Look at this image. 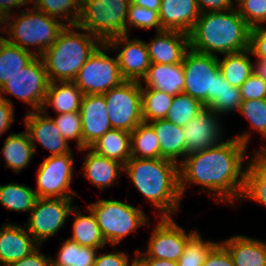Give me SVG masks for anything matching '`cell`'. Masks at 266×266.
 <instances>
[{
  "mask_svg": "<svg viewBox=\"0 0 266 266\" xmlns=\"http://www.w3.org/2000/svg\"><path fill=\"white\" fill-rule=\"evenodd\" d=\"M239 113L249 121L251 131H243L237 135L242 144L249 146L251 140V133L257 132L266 140V99L246 100L240 104Z\"/></svg>",
  "mask_w": 266,
  "mask_h": 266,
  "instance_id": "35",
  "label": "cell"
},
{
  "mask_svg": "<svg viewBox=\"0 0 266 266\" xmlns=\"http://www.w3.org/2000/svg\"><path fill=\"white\" fill-rule=\"evenodd\" d=\"M173 98L174 96L153 88H141L143 122L165 119Z\"/></svg>",
  "mask_w": 266,
  "mask_h": 266,
  "instance_id": "37",
  "label": "cell"
},
{
  "mask_svg": "<svg viewBox=\"0 0 266 266\" xmlns=\"http://www.w3.org/2000/svg\"><path fill=\"white\" fill-rule=\"evenodd\" d=\"M255 60H266V27L257 26L251 28L250 47Z\"/></svg>",
  "mask_w": 266,
  "mask_h": 266,
  "instance_id": "45",
  "label": "cell"
},
{
  "mask_svg": "<svg viewBox=\"0 0 266 266\" xmlns=\"http://www.w3.org/2000/svg\"><path fill=\"white\" fill-rule=\"evenodd\" d=\"M130 0H81L76 25L101 42L126 34Z\"/></svg>",
  "mask_w": 266,
  "mask_h": 266,
  "instance_id": "8",
  "label": "cell"
},
{
  "mask_svg": "<svg viewBox=\"0 0 266 266\" xmlns=\"http://www.w3.org/2000/svg\"><path fill=\"white\" fill-rule=\"evenodd\" d=\"M10 98L0 97V136L10 130L15 121V110Z\"/></svg>",
  "mask_w": 266,
  "mask_h": 266,
  "instance_id": "49",
  "label": "cell"
},
{
  "mask_svg": "<svg viewBox=\"0 0 266 266\" xmlns=\"http://www.w3.org/2000/svg\"><path fill=\"white\" fill-rule=\"evenodd\" d=\"M73 199L37 198L24 225L39 244L56 235L64 227L76 204Z\"/></svg>",
  "mask_w": 266,
  "mask_h": 266,
  "instance_id": "13",
  "label": "cell"
},
{
  "mask_svg": "<svg viewBox=\"0 0 266 266\" xmlns=\"http://www.w3.org/2000/svg\"><path fill=\"white\" fill-rule=\"evenodd\" d=\"M201 13L231 10L234 5L230 0H195Z\"/></svg>",
  "mask_w": 266,
  "mask_h": 266,
  "instance_id": "50",
  "label": "cell"
},
{
  "mask_svg": "<svg viewBox=\"0 0 266 266\" xmlns=\"http://www.w3.org/2000/svg\"><path fill=\"white\" fill-rule=\"evenodd\" d=\"M246 163L244 186L239 203L245 200L266 207V151H254Z\"/></svg>",
  "mask_w": 266,
  "mask_h": 266,
  "instance_id": "27",
  "label": "cell"
},
{
  "mask_svg": "<svg viewBox=\"0 0 266 266\" xmlns=\"http://www.w3.org/2000/svg\"><path fill=\"white\" fill-rule=\"evenodd\" d=\"M132 185L159 212L156 217H172L180 209L179 165L164 158H131L124 165Z\"/></svg>",
  "mask_w": 266,
  "mask_h": 266,
  "instance_id": "3",
  "label": "cell"
},
{
  "mask_svg": "<svg viewBox=\"0 0 266 266\" xmlns=\"http://www.w3.org/2000/svg\"><path fill=\"white\" fill-rule=\"evenodd\" d=\"M204 108V105L197 99L188 94L181 93L174 96L165 119L175 125L184 127Z\"/></svg>",
  "mask_w": 266,
  "mask_h": 266,
  "instance_id": "39",
  "label": "cell"
},
{
  "mask_svg": "<svg viewBox=\"0 0 266 266\" xmlns=\"http://www.w3.org/2000/svg\"><path fill=\"white\" fill-rule=\"evenodd\" d=\"M107 51H110V47L102 42L73 80L84 95L104 94L125 81L117 57H111Z\"/></svg>",
  "mask_w": 266,
  "mask_h": 266,
  "instance_id": "9",
  "label": "cell"
},
{
  "mask_svg": "<svg viewBox=\"0 0 266 266\" xmlns=\"http://www.w3.org/2000/svg\"><path fill=\"white\" fill-rule=\"evenodd\" d=\"M40 247L41 245L26 257L7 263L4 266H52L51 256L42 253Z\"/></svg>",
  "mask_w": 266,
  "mask_h": 266,
  "instance_id": "48",
  "label": "cell"
},
{
  "mask_svg": "<svg viewBox=\"0 0 266 266\" xmlns=\"http://www.w3.org/2000/svg\"><path fill=\"white\" fill-rule=\"evenodd\" d=\"M95 216L107 245L116 246L138 228L148 225L142 208L115 199H99L87 206Z\"/></svg>",
  "mask_w": 266,
  "mask_h": 266,
  "instance_id": "7",
  "label": "cell"
},
{
  "mask_svg": "<svg viewBox=\"0 0 266 266\" xmlns=\"http://www.w3.org/2000/svg\"><path fill=\"white\" fill-rule=\"evenodd\" d=\"M203 266H235L229 251L218 242L207 254Z\"/></svg>",
  "mask_w": 266,
  "mask_h": 266,
  "instance_id": "47",
  "label": "cell"
},
{
  "mask_svg": "<svg viewBox=\"0 0 266 266\" xmlns=\"http://www.w3.org/2000/svg\"><path fill=\"white\" fill-rule=\"evenodd\" d=\"M83 92L73 82H49L41 111L48 115L51 107L57 114L80 112Z\"/></svg>",
  "mask_w": 266,
  "mask_h": 266,
  "instance_id": "26",
  "label": "cell"
},
{
  "mask_svg": "<svg viewBox=\"0 0 266 266\" xmlns=\"http://www.w3.org/2000/svg\"><path fill=\"white\" fill-rule=\"evenodd\" d=\"M221 117L205 107L183 127L186 141V155L219 145L222 141Z\"/></svg>",
  "mask_w": 266,
  "mask_h": 266,
  "instance_id": "16",
  "label": "cell"
},
{
  "mask_svg": "<svg viewBox=\"0 0 266 266\" xmlns=\"http://www.w3.org/2000/svg\"><path fill=\"white\" fill-rule=\"evenodd\" d=\"M112 129L131 133L142 119L141 85L139 81L125 80L104 93Z\"/></svg>",
  "mask_w": 266,
  "mask_h": 266,
  "instance_id": "12",
  "label": "cell"
},
{
  "mask_svg": "<svg viewBox=\"0 0 266 266\" xmlns=\"http://www.w3.org/2000/svg\"><path fill=\"white\" fill-rule=\"evenodd\" d=\"M140 85L141 88H153L172 96L183 93L185 85L183 63H151Z\"/></svg>",
  "mask_w": 266,
  "mask_h": 266,
  "instance_id": "23",
  "label": "cell"
},
{
  "mask_svg": "<svg viewBox=\"0 0 266 266\" xmlns=\"http://www.w3.org/2000/svg\"><path fill=\"white\" fill-rule=\"evenodd\" d=\"M0 154L5 159V168L10 167L17 174L27 168L35 151L26 129L20 133L10 132L4 140Z\"/></svg>",
  "mask_w": 266,
  "mask_h": 266,
  "instance_id": "28",
  "label": "cell"
},
{
  "mask_svg": "<svg viewBox=\"0 0 266 266\" xmlns=\"http://www.w3.org/2000/svg\"><path fill=\"white\" fill-rule=\"evenodd\" d=\"M261 144H262V146H260V149L258 148L255 151H266V145L263 143H261Z\"/></svg>",
  "mask_w": 266,
  "mask_h": 266,
  "instance_id": "56",
  "label": "cell"
},
{
  "mask_svg": "<svg viewBox=\"0 0 266 266\" xmlns=\"http://www.w3.org/2000/svg\"><path fill=\"white\" fill-rule=\"evenodd\" d=\"M240 92L242 100L266 99V82L256 72L241 85Z\"/></svg>",
  "mask_w": 266,
  "mask_h": 266,
  "instance_id": "44",
  "label": "cell"
},
{
  "mask_svg": "<svg viewBox=\"0 0 266 266\" xmlns=\"http://www.w3.org/2000/svg\"><path fill=\"white\" fill-rule=\"evenodd\" d=\"M62 137L69 143L76 141L77 149H82V118L80 112L57 114L51 117Z\"/></svg>",
  "mask_w": 266,
  "mask_h": 266,
  "instance_id": "42",
  "label": "cell"
},
{
  "mask_svg": "<svg viewBox=\"0 0 266 266\" xmlns=\"http://www.w3.org/2000/svg\"><path fill=\"white\" fill-rule=\"evenodd\" d=\"M155 38L145 41L151 63H182L190 49L189 35L180 31L162 30L155 32Z\"/></svg>",
  "mask_w": 266,
  "mask_h": 266,
  "instance_id": "19",
  "label": "cell"
},
{
  "mask_svg": "<svg viewBox=\"0 0 266 266\" xmlns=\"http://www.w3.org/2000/svg\"><path fill=\"white\" fill-rule=\"evenodd\" d=\"M184 92L200 101L218 116L237 112L243 102L240 88L233 87L220 71L218 56L191 48L183 59Z\"/></svg>",
  "mask_w": 266,
  "mask_h": 266,
  "instance_id": "2",
  "label": "cell"
},
{
  "mask_svg": "<svg viewBox=\"0 0 266 266\" xmlns=\"http://www.w3.org/2000/svg\"><path fill=\"white\" fill-rule=\"evenodd\" d=\"M23 122L30 136L35 154L38 152L37 142L51 152L49 156L62 155L72 151L51 116L44 114L42 111H30L29 109L23 117Z\"/></svg>",
  "mask_w": 266,
  "mask_h": 266,
  "instance_id": "17",
  "label": "cell"
},
{
  "mask_svg": "<svg viewBox=\"0 0 266 266\" xmlns=\"http://www.w3.org/2000/svg\"><path fill=\"white\" fill-rule=\"evenodd\" d=\"M37 198L35 190L25 184L11 182L0 185V204L9 211L29 213Z\"/></svg>",
  "mask_w": 266,
  "mask_h": 266,
  "instance_id": "34",
  "label": "cell"
},
{
  "mask_svg": "<svg viewBox=\"0 0 266 266\" xmlns=\"http://www.w3.org/2000/svg\"><path fill=\"white\" fill-rule=\"evenodd\" d=\"M248 148L232 137L217 146L186 155L179 164L182 199L188 186L194 184L199 185L202 192L208 191L216 202L235 207L244 186L246 167L243 163Z\"/></svg>",
  "mask_w": 266,
  "mask_h": 266,
  "instance_id": "1",
  "label": "cell"
},
{
  "mask_svg": "<svg viewBox=\"0 0 266 266\" xmlns=\"http://www.w3.org/2000/svg\"><path fill=\"white\" fill-rule=\"evenodd\" d=\"M250 49L223 55L222 59L218 56L220 71L233 87L240 88L241 85L255 72V63L250 58Z\"/></svg>",
  "mask_w": 266,
  "mask_h": 266,
  "instance_id": "31",
  "label": "cell"
},
{
  "mask_svg": "<svg viewBox=\"0 0 266 266\" xmlns=\"http://www.w3.org/2000/svg\"><path fill=\"white\" fill-rule=\"evenodd\" d=\"M35 57L34 53L0 38V88Z\"/></svg>",
  "mask_w": 266,
  "mask_h": 266,
  "instance_id": "32",
  "label": "cell"
},
{
  "mask_svg": "<svg viewBox=\"0 0 266 266\" xmlns=\"http://www.w3.org/2000/svg\"><path fill=\"white\" fill-rule=\"evenodd\" d=\"M217 243L211 240L204 241L201 233L196 231L188 239L183 254L177 261L178 266H203L207 254Z\"/></svg>",
  "mask_w": 266,
  "mask_h": 266,
  "instance_id": "40",
  "label": "cell"
},
{
  "mask_svg": "<svg viewBox=\"0 0 266 266\" xmlns=\"http://www.w3.org/2000/svg\"><path fill=\"white\" fill-rule=\"evenodd\" d=\"M234 7L251 28L266 24V0H240Z\"/></svg>",
  "mask_w": 266,
  "mask_h": 266,
  "instance_id": "43",
  "label": "cell"
},
{
  "mask_svg": "<svg viewBox=\"0 0 266 266\" xmlns=\"http://www.w3.org/2000/svg\"><path fill=\"white\" fill-rule=\"evenodd\" d=\"M158 14L162 30L189 34L201 11L195 0H161Z\"/></svg>",
  "mask_w": 266,
  "mask_h": 266,
  "instance_id": "22",
  "label": "cell"
},
{
  "mask_svg": "<svg viewBox=\"0 0 266 266\" xmlns=\"http://www.w3.org/2000/svg\"><path fill=\"white\" fill-rule=\"evenodd\" d=\"M74 156L70 153L48 156L39 164L36 173V195L38 198H66L78 197L71 189L73 172L75 169Z\"/></svg>",
  "mask_w": 266,
  "mask_h": 266,
  "instance_id": "10",
  "label": "cell"
},
{
  "mask_svg": "<svg viewBox=\"0 0 266 266\" xmlns=\"http://www.w3.org/2000/svg\"><path fill=\"white\" fill-rule=\"evenodd\" d=\"M85 153L82 174L100 191L114 186L124 172V165L119 161L101 156L90 148L79 149Z\"/></svg>",
  "mask_w": 266,
  "mask_h": 266,
  "instance_id": "20",
  "label": "cell"
},
{
  "mask_svg": "<svg viewBox=\"0 0 266 266\" xmlns=\"http://www.w3.org/2000/svg\"><path fill=\"white\" fill-rule=\"evenodd\" d=\"M25 5H29L28 0H0V14L6 19L11 15H16L17 8L20 10Z\"/></svg>",
  "mask_w": 266,
  "mask_h": 266,
  "instance_id": "51",
  "label": "cell"
},
{
  "mask_svg": "<svg viewBox=\"0 0 266 266\" xmlns=\"http://www.w3.org/2000/svg\"><path fill=\"white\" fill-rule=\"evenodd\" d=\"M131 158H160L159 139L146 122L140 123L131 133Z\"/></svg>",
  "mask_w": 266,
  "mask_h": 266,
  "instance_id": "36",
  "label": "cell"
},
{
  "mask_svg": "<svg viewBox=\"0 0 266 266\" xmlns=\"http://www.w3.org/2000/svg\"><path fill=\"white\" fill-rule=\"evenodd\" d=\"M19 12L15 17L11 15L5 19L4 38L9 43L34 53L35 56H41L55 43L59 32L66 25L32 5L31 8L25 7ZM30 47H33L34 51Z\"/></svg>",
  "mask_w": 266,
  "mask_h": 266,
  "instance_id": "6",
  "label": "cell"
},
{
  "mask_svg": "<svg viewBox=\"0 0 266 266\" xmlns=\"http://www.w3.org/2000/svg\"><path fill=\"white\" fill-rule=\"evenodd\" d=\"M89 148L101 156L125 165L131 159V136L127 131L111 129Z\"/></svg>",
  "mask_w": 266,
  "mask_h": 266,
  "instance_id": "30",
  "label": "cell"
},
{
  "mask_svg": "<svg viewBox=\"0 0 266 266\" xmlns=\"http://www.w3.org/2000/svg\"><path fill=\"white\" fill-rule=\"evenodd\" d=\"M132 27L140 30L153 28L155 29V32L162 31L157 11L143 8L130 2L128 8L126 34H130L129 30Z\"/></svg>",
  "mask_w": 266,
  "mask_h": 266,
  "instance_id": "41",
  "label": "cell"
},
{
  "mask_svg": "<svg viewBox=\"0 0 266 266\" xmlns=\"http://www.w3.org/2000/svg\"><path fill=\"white\" fill-rule=\"evenodd\" d=\"M255 72L266 82V60H255Z\"/></svg>",
  "mask_w": 266,
  "mask_h": 266,
  "instance_id": "54",
  "label": "cell"
},
{
  "mask_svg": "<svg viewBox=\"0 0 266 266\" xmlns=\"http://www.w3.org/2000/svg\"><path fill=\"white\" fill-rule=\"evenodd\" d=\"M129 34H123L109 39L106 43L116 57L121 74L125 80L141 81L151 65L145 41L138 37L131 39Z\"/></svg>",
  "mask_w": 266,
  "mask_h": 266,
  "instance_id": "15",
  "label": "cell"
},
{
  "mask_svg": "<svg viewBox=\"0 0 266 266\" xmlns=\"http://www.w3.org/2000/svg\"><path fill=\"white\" fill-rule=\"evenodd\" d=\"M38 246L25 226L14 222L0 226V266L26 257Z\"/></svg>",
  "mask_w": 266,
  "mask_h": 266,
  "instance_id": "21",
  "label": "cell"
},
{
  "mask_svg": "<svg viewBox=\"0 0 266 266\" xmlns=\"http://www.w3.org/2000/svg\"><path fill=\"white\" fill-rule=\"evenodd\" d=\"M32 6L65 25H76L81 12V0H35Z\"/></svg>",
  "mask_w": 266,
  "mask_h": 266,
  "instance_id": "38",
  "label": "cell"
},
{
  "mask_svg": "<svg viewBox=\"0 0 266 266\" xmlns=\"http://www.w3.org/2000/svg\"><path fill=\"white\" fill-rule=\"evenodd\" d=\"M98 253L93 266H131L136 261V257L130 259L125 251Z\"/></svg>",
  "mask_w": 266,
  "mask_h": 266,
  "instance_id": "46",
  "label": "cell"
},
{
  "mask_svg": "<svg viewBox=\"0 0 266 266\" xmlns=\"http://www.w3.org/2000/svg\"><path fill=\"white\" fill-rule=\"evenodd\" d=\"M49 80L41 56H36L26 67L0 88V97L12 95L29 105L30 111H41Z\"/></svg>",
  "mask_w": 266,
  "mask_h": 266,
  "instance_id": "11",
  "label": "cell"
},
{
  "mask_svg": "<svg viewBox=\"0 0 266 266\" xmlns=\"http://www.w3.org/2000/svg\"><path fill=\"white\" fill-rule=\"evenodd\" d=\"M131 266H141L137 261H135Z\"/></svg>",
  "mask_w": 266,
  "mask_h": 266,
  "instance_id": "58",
  "label": "cell"
},
{
  "mask_svg": "<svg viewBox=\"0 0 266 266\" xmlns=\"http://www.w3.org/2000/svg\"><path fill=\"white\" fill-rule=\"evenodd\" d=\"M85 211L88 212V215L83 214L79 210L78 205L72 209L71 213L74 215L72 220V236L69 238L81 246L101 250L107 246V243L101 234L100 227L92 211L88 207Z\"/></svg>",
  "mask_w": 266,
  "mask_h": 266,
  "instance_id": "29",
  "label": "cell"
},
{
  "mask_svg": "<svg viewBox=\"0 0 266 266\" xmlns=\"http://www.w3.org/2000/svg\"><path fill=\"white\" fill-rule=\"evenodd\" d=\"M145 250H136L134 257H150L177 262L188 239L197 231H185L173 217H159Z\"/></svg>",
  "mask_w": 266,
  "mask_h": 266,
  "instance_id": "14",
  "label": "cell"
},
{
  "mask_svg": "<svg viewBox=\"0 0 266 266\" xmlns=\"http://www.w3.org/2000/svg\"><path fill=\"white\" fill-rule=\"evenodd\" d=\"M98 248L81 246L70 238L64 239L57 257H51L52 266H93Z\"/></svg>",
  "mask_w": 266,
  "mask_h": 266,
  "instance_id": "33",
  "label": "cell"
},
{
  "mask_svg": "<svg viewBox=\"0 0 266 266\" xmlns=\"http://www.w3.org/2000/svg\"><path fill=\"white\" fill-rule=\"evenodd\" d=\"M132 4L147 8L154 11H159L161 0H130Z\"/></svg>",
  "mask_w": 266,
  "mask_h": 266,
  "instance_id": "53",
  "label": "cell"
},
{
  "mask_svg": "<svg viewBox=\"0 0 266 266\" xmlns=\"http://www.w3.org/2000/svg\"><path fill=\"white\" fill-rule=\"evenodd\" d=\"M136 261L141 266H178L175 261L150 257H136Z\"/></svg>",
  "mask_w": 266,
  "mask_h": 266,
  "instance_id": "52",
  "label": "cell"
},
{
  "mask_svg": "<svg viewBox=\"0 0 266 266\" xmlns=\"http://www.w3.org/2000/svg\"><path fill=\"white\" fill-rule=\"evenodd\" d=\"M80 114L82 118V149L89 148L112 129L103 94L83 95Z\"/></svg>",
  "mask_w": 266,
  "mask_h": 266,
  "instance_id": "18",
  "label": "cell"
},
{
  "mask_svg": "<svg viewBox=\"0 0 266 266\" xmlns=\"http://www.w3.org/2000/svg\"><path fill=\"white\" fill-rule=\"evenodd\" d=\"M251 27L233 7L222 12H205L189 35L190 48L217 56L249 49Z\"/></svg>",
  "mask_w": 266,
  "mask_h": 266,
  "instance_id": "4",
  "label": "cell"
},
{
  "mask_svg": "<svg viewBox=\"0 0 266 266\" xmlns=\"http://www.w3.org/2000/svg\"><path fill=\"white\" fill-rule=\"evenodd\" d=\"M0 27L2 29H0V34H2L0 36V38H4V33H5V18L0 14Z\"/></svg>",
  "mask_w": 266,
  "mask_h": 266,
  "instance_id": "55",
  "label": "cell"
},
{
  "mask_svg": "<svg viewBox=\"0 0 266 266\" xmlns=\"http://www.w3.org/2000/svg\"><path fill=\"white\" fill-rule=\"evenodd\" d=\"M101 43L85 29L77 25H66L59 32L55 43L41 55L49 82L73 81L82 65Z\"/></svg>",
  "mask_w": 266,
  "mask_h": 266,
  "instance_id": "5",
  "label": "cell"
},
{
  "mask_svg": "<svg viewBox=\"0 0 266 266\" xmlns=\"http://www.w3.org/2000/svg\"><path fill=\"white\" fill-rule=\"evenodd\" d=\"M232 4L235 6L236 3H238L240 0H230Z\"/></svg>",
  "mask_w": 266,
  "mask_h": 266,
  "instance_id": "57",
  "label": "cell"
},
{
  "mask_svg": "<svg viewBox=\"0 0 266 266\" xmlns=\"http://www.w3.org/2000/svg\"><path fill=\"white\" fill-rule=\"evenodd\" d=\"M148 124L154 129L159 139L160 158L171 160L179 165L186 156L183 127L167 119L155 120Z\"/></svg>",
  "mask_w": 266,
  "mask_h": 266,
  "instance_id": "25",
  "label": "cell"
},
{
  "mask_svg": "<svg viewBox=\"0 0 266 266\" xmlns=\"http://www.w3.org/2000/svg\"><path fill=\"white\" fill-rule=\"evenodd\" d=\"M35 0H28L29 4L31 5L32 2H34Z\"/></svg>",
  "mask_w": 266,
  "mask_h": 266,
  "instance_id": "59",
  "label": "cell"
},
{
  "mask_svg": "<svg viewBox=\"0 0 266 266\" xmlns=\"http://www.w3.org/2000/svg\"><path fill=\"white\" fill-rule=\"evenodd\" d=\"M230 253L235 266H266V242L245 235L219 241Z\"/></svg>",
  "mask_w": 266,
  "mask_h": 266,
  "instance_id": "24",
  "label": "cell"
}]
</instances>
